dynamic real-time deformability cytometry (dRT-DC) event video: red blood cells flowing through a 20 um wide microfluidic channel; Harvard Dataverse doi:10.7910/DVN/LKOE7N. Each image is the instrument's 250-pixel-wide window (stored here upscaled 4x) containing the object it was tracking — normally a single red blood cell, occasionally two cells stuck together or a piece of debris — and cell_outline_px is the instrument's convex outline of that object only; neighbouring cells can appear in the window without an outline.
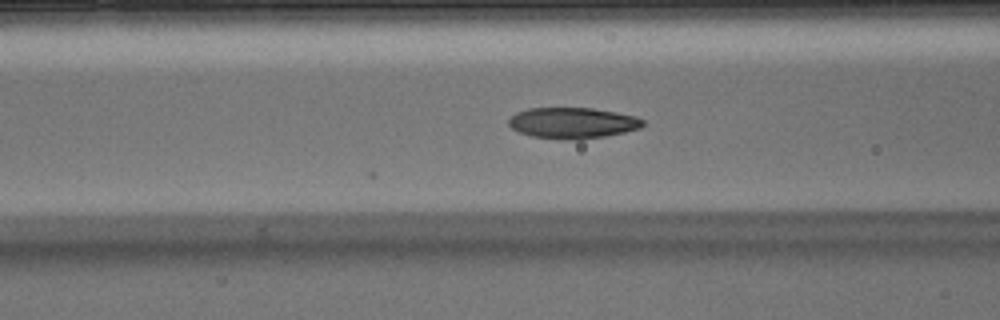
{"species": "Egyptian fruit bat (a non-hibernating species)", "species_latin": "Rousettus aegyptiacus", "temperature_condition": "warm", "stored_images_in_passage": 51, "camera_frame_rate_fps": 3000, "um_per_image_px": 0.085, "animal": {"sex": "male"}, "frame": {"image": 1, "passage_image": 19, "time_ms": 6.0, "image_size_px": [1000, 320], "cell_outline_px": [[644, 124], [640, 128], [624, 132], [604, 136], [580, 140], [560, 140], [532, 136], [520, 132], [512, 128], [508, 124], [508, 120], [516, 112], [528, 108], [592, 108], [616, 112], [636, 116], [644, 120]], "centroid_in_image_um": [48.67, 10.45], "position_along_channel_um": 117.9, "area_um2": 24.33}}
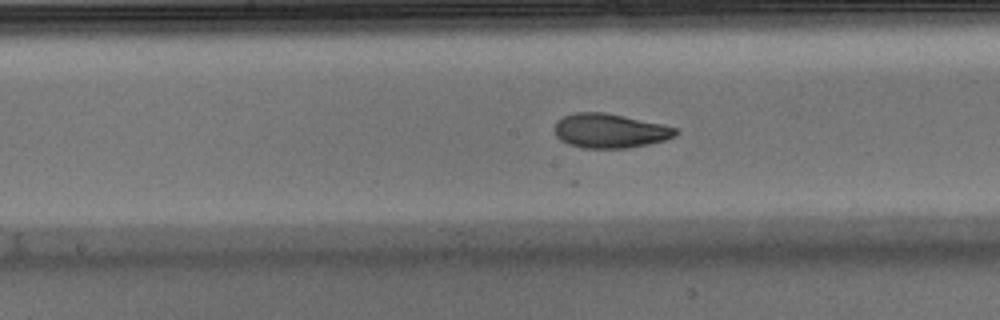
{"frame": {"image": 2, "passage_image": 25, "time_ms": 8.0, "image_size_px": [1000, 320], "cell_outline_px": [[680, 132], [676, 136], [664, 140], [648, 144], [628, 148], [584, 148], [568, 144], [560, 140], [556, 136], [552, 128], [556, 120], [564, 116], [576, 112], [604, 112], [664, 124], [676, 128]], "centroid_in_image_um": [51.82, 11.11], "position_along_channel_um": 196.4, "area_um2": 24.51}}
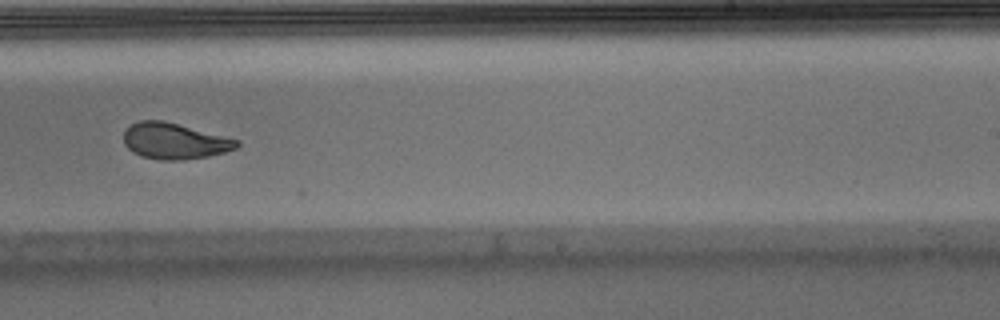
{"frame": {"image": 3, "passage_image": 31, "time_ms": 10.0, "image_size_px": [1000, 320], "cell_outline_px": [[240, 144], [236, 148], [224, 152], [208, 156], [184, 160], [160, 160], [140, 156], [132, 152], [124, 144], [124, 132], [132, 124], [140, 120], [164, 120], [240, 140]], "centroid_in_image_um": [14.83, 11.99], "position_along_channel_um": 274.2, "area_um2": 23.81}, "authors_computed_cell_mechanics": {"area_um2": 24.2182, "velocity_mm_per_s": 3.91, "shape_relaxation_time_tau1_ms": null, "shape_relaxation_time_tau2_ms": 1.4942, "deformation_change_tau1": null, "deformation_change_tau2": 0.0736}}